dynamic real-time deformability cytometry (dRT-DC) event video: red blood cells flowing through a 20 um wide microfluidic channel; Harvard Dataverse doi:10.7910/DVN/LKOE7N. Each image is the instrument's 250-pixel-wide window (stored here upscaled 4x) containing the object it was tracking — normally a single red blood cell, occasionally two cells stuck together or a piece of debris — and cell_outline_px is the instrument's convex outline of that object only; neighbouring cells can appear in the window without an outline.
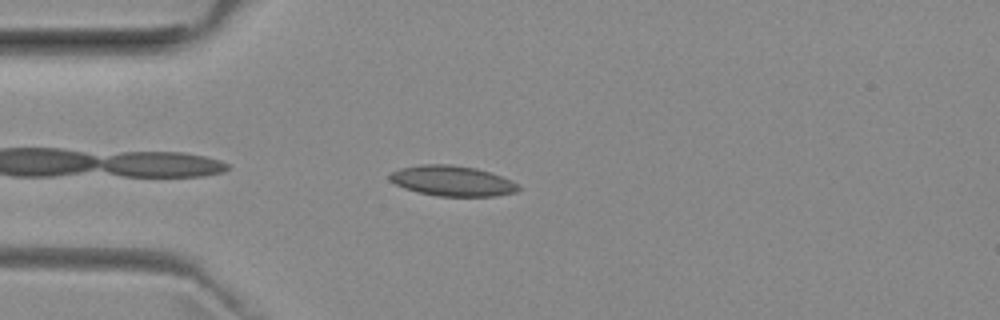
{"species": "common noctule bat (a hibernating species)", "species_latin": "Nyctalus noctula", "temperature_condition": "room temperature", "stored_images_in_passage": 39, "camera_frame_rate_fps": 3000, "um_per_image_px": 0.085, "animal": {"sex": "female", "body_mass_g": 29.2, "forearm_length_mm": 56.3}, "frame": {"image": 1, "passage_image": 3, "time_ms": 0.667, "image_size_px": [1000, 320], "cell_outline_px": [[520, 188], [516, 192], [496, 196], [436, 196], [416, 192], [404, 188], [388, 180], [388, 176], [392, 172], [400, 168], [420, 164], [448, 164], [476, 168], [512, 180], [520, 184]], "centroid_in_image_um": [38.43, 15.38], "position_along_channel_um": 46.6, "area_um2": 22.89}}
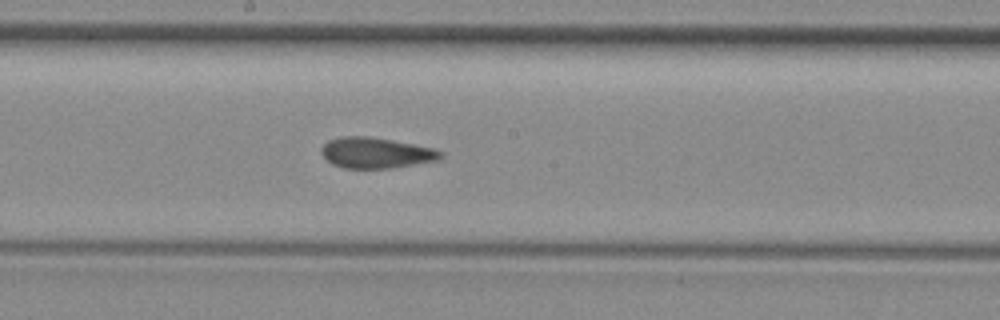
{"frame": {"image": 2, "passage_image": 17, "time_ms": 5.333, "image_size_px": [1000, 320], "cell_outline_px": [[444, 156], [436, 160], [392, 168], [344, 168], [332, 164], [320, 152], [320, 148], [328, 140], [340, 136], [368, 136], [392, 140], [432, 148], [440, 152]], "centroid_in_image_um": [31.89, 12.98], "position_along_channel_um": 216.3, "area_um2": 21.15}}
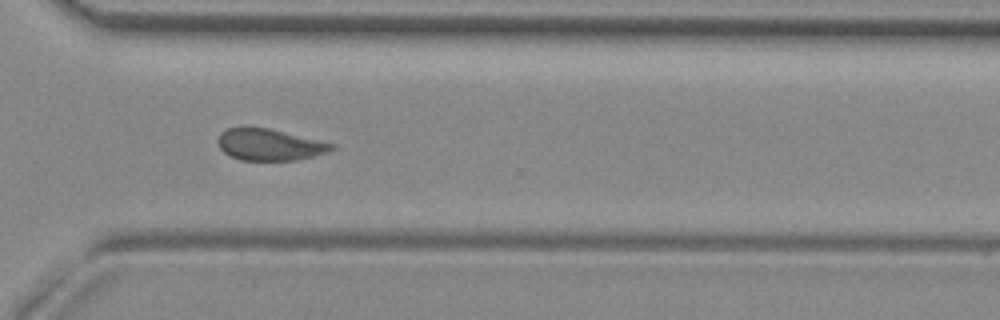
{"frame": {"image": 3, "passage_image": 27, "time_ms": 8.667, "image_size_px": [1000, 320], "cell_outline_px": [[336, 148], [328, 152], [296, 160], [240, 160], [224, 152], [220, 148], [216, 140], [220, 132], [228, 128], [244, 124], [268, 128], [336, 144]], "centroid_in_image_um": [22.86, 12.26], "position_along_channel_um": 347.7, "area_um2": 21.33}, "authors_computed_cell_mechanics": {"area_um2": 22.1952, "velocity_mm_per_s": 3.9453, "shape_relaxation_time_tau1_ms": 10.2813, "shape_relaxation_time_tau2_ms": 2.0941, "deformation_change_tau1": 0.1307, "deformation_change_tau2": 0.065}}